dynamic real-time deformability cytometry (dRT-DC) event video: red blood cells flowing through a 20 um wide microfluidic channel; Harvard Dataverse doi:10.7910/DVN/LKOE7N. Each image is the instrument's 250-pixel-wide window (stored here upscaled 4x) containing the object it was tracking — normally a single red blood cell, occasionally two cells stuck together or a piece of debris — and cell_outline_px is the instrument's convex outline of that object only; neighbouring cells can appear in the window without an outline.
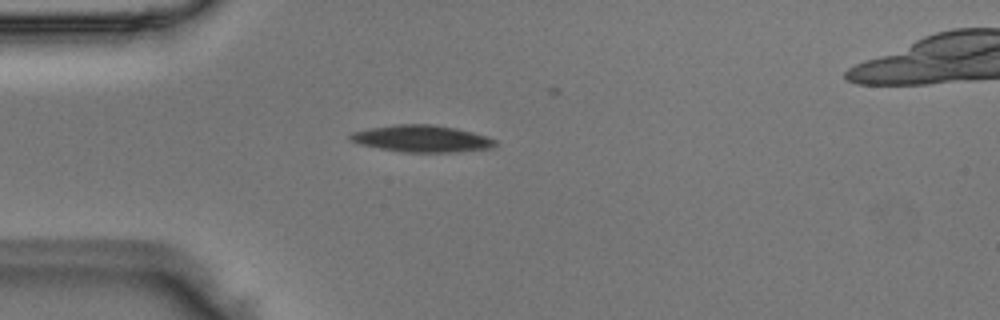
{"species": "Egyptian fruit bat (a non-hibernating species)", "species_latin": "Rousettus aegyptiacus", "temperature_condition": "room temperature", "stored_images_in_passage": 27, "camera_frame_rate_fps": 3000, "um_per_image_px": 0.085, "animal": {"sex": "male"}, "frame": {"image": 1, "passage_image": 1, "time_ms": 0.0, "image_size_px": [1000, 320], "cell_outline_px": [[496, 144], [492, 148], [456, 152], [400, 152], [360, 144], [348, 140], [348, 136], [352, 132], [372, 128], [396, 124], [432, 124], [456, 128], [472, 132], [496, 140]], "centroid_in_image_um": [35.84, 11.79], "position_along_channel_um": 49.2, "area_um2": 22.6}}
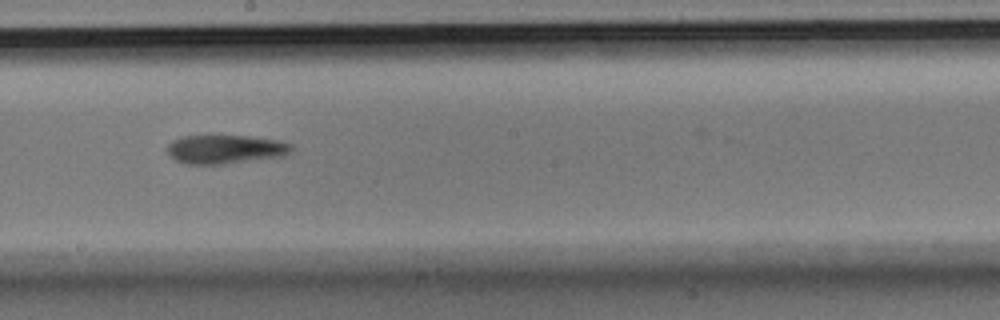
{"frame": {"image": 2, "passage_image": 16, "time_ms": 5.0, "image_size_px": [1000, 320], "cell_outline_px": [[292, 152], [284, 156], [224, 164], [188, 164], [176, 160], [168, 152], [168, 144], [172, 140], [184, 136], [248, 136], [276, 140], [292, 144]], "centroid_in_image_um": [19.18, 12.69], "position_along_channel_um": 229.0, "area_um2": 20.69}}
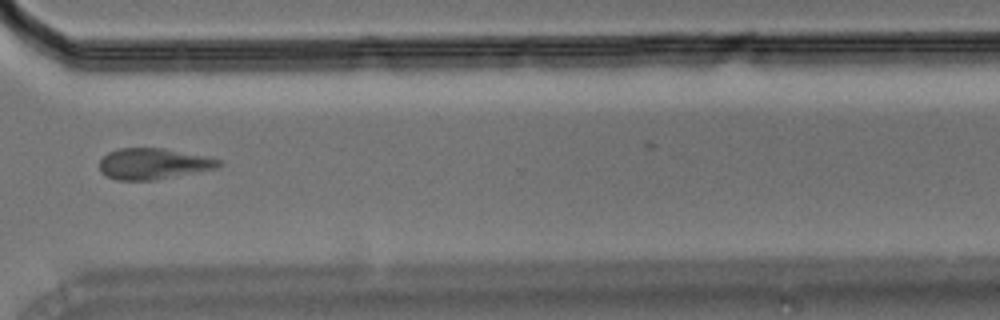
{"frame": {"image": 3, "passage_image": 26, "time_ms": 8.333, "image_size_px": [1000, 320], "cell_outline_px": [[224, 164], [216, 168], [156, 180], [116, 180], [100, 172], [100, 160], [108, 152], [120, 148], [164, 148], [204, 156], [220, 160]], "centroid_in_image_um": [13.02, 13.92], "position_along_channel_um": 357.6, "area_um2": 21.44}}